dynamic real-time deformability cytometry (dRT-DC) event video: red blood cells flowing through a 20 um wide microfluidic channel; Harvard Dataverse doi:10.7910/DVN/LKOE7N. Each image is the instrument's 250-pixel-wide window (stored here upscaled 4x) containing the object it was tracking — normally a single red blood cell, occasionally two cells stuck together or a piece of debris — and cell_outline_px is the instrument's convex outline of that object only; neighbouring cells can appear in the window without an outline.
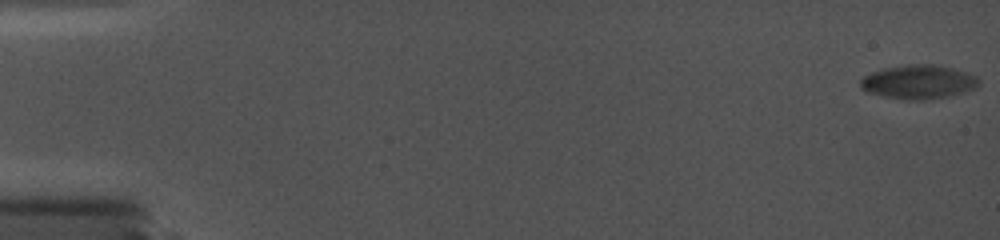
{"species": "common noctule bat (a hibernating species)", "species_latin": "Nyctalus noctula", "temperature_condition": "cold", "stored_images_in_passage": 38, "camera_frame_rate_fps": 5000, "um_per_image_px": 0.085, "animal": {"sex": "female", "body_mass_g": 19.0, "forearm_length_mm": 56.7}, "frame": {"image": 1, "passage_image": 1, "time_ms": 0.0, "image_size_px": [1000, 240], "cell_outline_px": [[980, 84], [976, 88], [944, 96], [920, 100], [908, 100], [884, 96], [868, 92], [860, 88], [860, 80], [864, 76], [872, 72], [884, 68], [908, 64], [932, 64], [952, 68], [968, 72], [976, 76], [980, 80]], "centroid_in_image_um": [78.06, 6.95], "position_along_channel_um": 6.9, "area_um2": 23.18}}
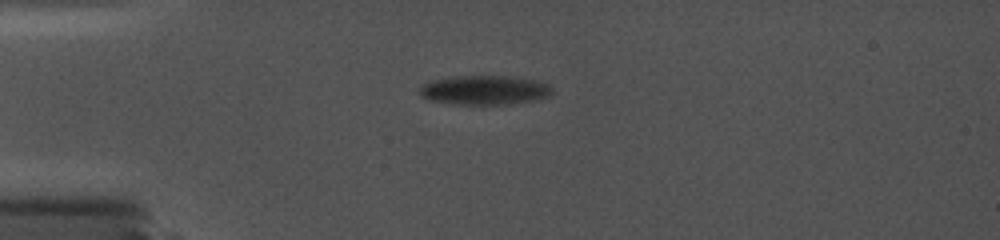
{"frame": {"image": 2, "passage_image": 25, "time_ms": 5.0, "image_size_px": [1000, 240], "cell_outline_px": [[552, 92], [548, 96], [532, 100], [508, 104], [452, 104], [428, 100], [420, 96], [420, 88], [424, 84], [432, 80], [456, 76], [504, 76], [536, 80], [548, 84], [552, 88]], "centroid_in_image_um": [41.15, 7.66], "position_along_channel_um": 43.9, "area_um2": 22.43}}